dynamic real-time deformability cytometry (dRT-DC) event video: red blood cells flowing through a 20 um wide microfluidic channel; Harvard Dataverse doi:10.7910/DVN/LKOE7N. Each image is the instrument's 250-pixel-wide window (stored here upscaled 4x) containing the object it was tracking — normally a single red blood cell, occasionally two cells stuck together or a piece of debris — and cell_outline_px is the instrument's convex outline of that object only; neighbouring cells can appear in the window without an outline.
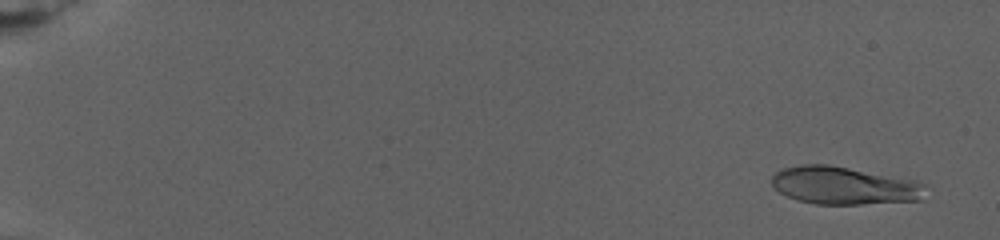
{"species": "human", "species_latin": "Homo sapiens", "temperature_condition": "warm", "stored_images_in_passage": 76, "camera_frame_rate_fps": 3000, "um_per_image_px": 0.085, "donor": {"sex": "female"}, "frame": {"image": 1, "passage_image": 3, "time_ms": 1.0, "image_size_px": [1000, 240], "cell_outline_px": [[924, 184], [920, 200], [860, 204], [816, 204], [796, 200], [780, 192], [772, 184], [772, 176], [776, 172], [784, 168], [800, 164], [828, 164], [916, 180]], "centroid_in_image_um": [71.71, 15.76], "position_along_channel_um": 13.3, "area_um2": 33.58}}
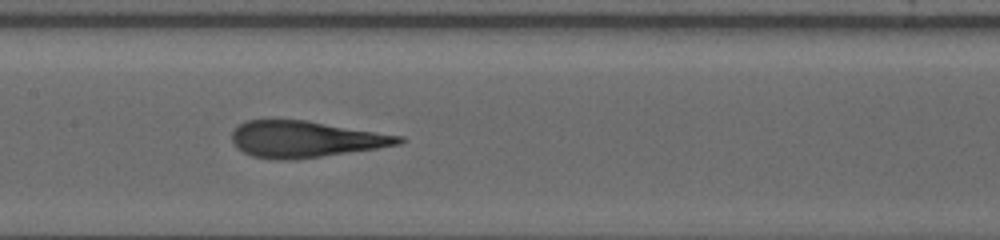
{"frame": {"image": 2, "passage_image": 42, "time_ms": 14.0, "image_size_px": [1000, 240], "cell_outline_px": [[408, 140], [400, 144], [376, 148], [296, 160], [276, 160], [252, 156], [236, 148], [232, 140], [232, 132], [240, 124], [248, 120], [308, 120], [404, 136]], "centroid_in_image_um": [25.98, 11.83], "position_along_channel_um": 181.4, "area_um2": 35.55}}
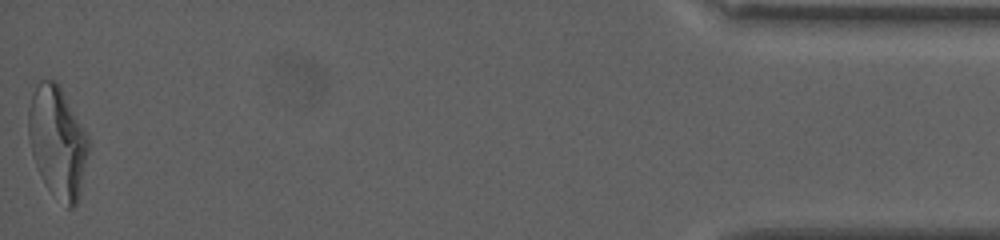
{"frame": {"image": 3, "passage_image": 76, "time_ms": 26.333, "image_size_px": [1000, 240], "cell_outline_px": [[88, 152], [80, 196], [76, 204], [72, 208], [68, 208], [48, 188], [36, 164], [32, 152], [28, 136], [28, 108], [32, 96], [40, 80], [56, 80], [88, 136]], "centroid_in_image_um": [4.89, 12.06], "position_along_channel_um": 430.3, "area_um2": 38.15}, "authors_computed_cell_mechanics": {"area_um2": 35.2291, "velocity_mm_per_s": 2.6659, "shape_relaxation_time_tau1_ms": 6.5189, "shape_relaxation_time_tau2_ms": 1.5854, "deformation_change_tau1": 0.2865, "deformation_change_tau2": 0.1186}}